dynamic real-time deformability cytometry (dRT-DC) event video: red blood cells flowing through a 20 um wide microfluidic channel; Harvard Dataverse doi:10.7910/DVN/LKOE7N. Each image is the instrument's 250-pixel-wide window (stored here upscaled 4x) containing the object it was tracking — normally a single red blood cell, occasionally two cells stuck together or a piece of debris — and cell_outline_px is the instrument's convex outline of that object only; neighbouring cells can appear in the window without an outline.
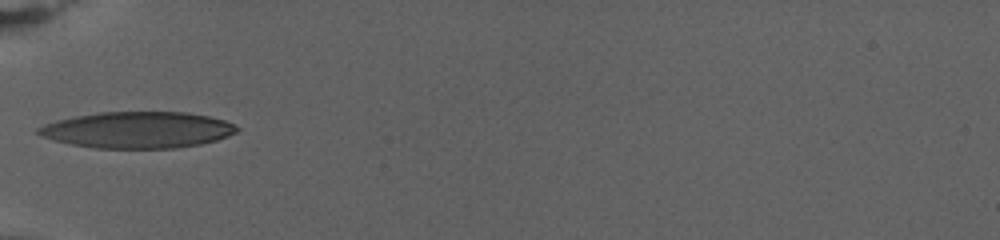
{"species": "human", "species_latin": "Homo sapiens", "temperature_condition": "warm", "stored_images_in_passage": 50, "camera_frame_rate_fps": 3000, "um_per_image_px": 0.085, "donor": {"sex": "female"}, "frame": {"image": 1, "passage_image": 1, "time_ms": 0.0, "image_size_px": [1000, 240], "cell_outline_px": [[240, 128], [236, 132], [228, 136], [216, 140], [200, 144], [176, 148], [96, 148], [72, 144], [52, 140], [40, 136], [36, 132], [36, 128], [44, 124], [56, 120], [76, 116], [100, 112], [188, 112], [208, 116], [224, 120]], "centroid_in_image_um": [11.67, 11.04], "position_along_channel_um": 73.3, "area_um2": 42.08}}
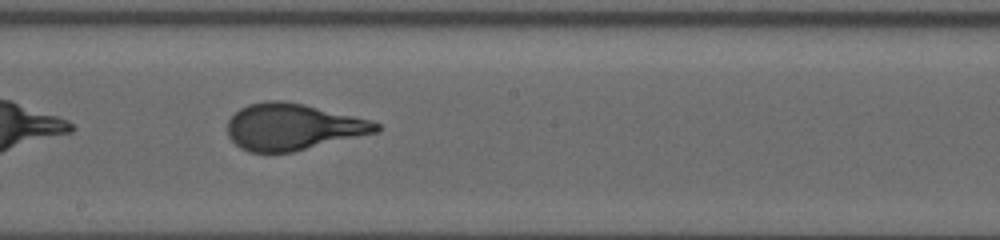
{"frame": {"image": 2, "passage_image": 18, "time_ms": 5.667, "image_size_px": [1000, 240], "cell_outline_px": [[380, 132], [292, 152], [248, 152], [240, 148], [228, 136], [228, 120], [240, 108], [248, 104], [268, 100], [280, 100], [304, 104], [372, 120], [380, 124]], "centroid_in_image_um": [24.91, 10.78], "position_along_channel_um": 223.3, "area_um2": 40.4}}
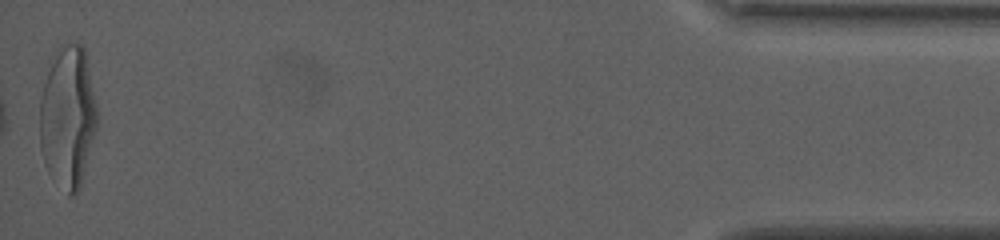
{"frame": {"image": 3, "passage_image": 50, "time_ms": 16.333, "image_size_px": [1000, 240], "cell_outline_px": [[96, 128], [80, 188], [72, 196], [68, 196], [48, 172], [44, 164], [40, 148], [40, 96], [48, 72], [56, 56], [68, 44], [76, 40], [84, 48], [96, 104]], "centroid_in_image_um": [5.75, 10.03], "position_along_channel_um": 429.4, "area_um2": 46.53}, "authors_computed_cell_mechanics": {"area_um2": 40.5467, "velocity_mm_per_s": 2.6764, "shape_relaxation_time_tau1_ms": 5.9994, "shape_relaxation_time_tau2_ms": null, "deformation_change_tau1": 0.255, "deformation_change_tau2": null}}